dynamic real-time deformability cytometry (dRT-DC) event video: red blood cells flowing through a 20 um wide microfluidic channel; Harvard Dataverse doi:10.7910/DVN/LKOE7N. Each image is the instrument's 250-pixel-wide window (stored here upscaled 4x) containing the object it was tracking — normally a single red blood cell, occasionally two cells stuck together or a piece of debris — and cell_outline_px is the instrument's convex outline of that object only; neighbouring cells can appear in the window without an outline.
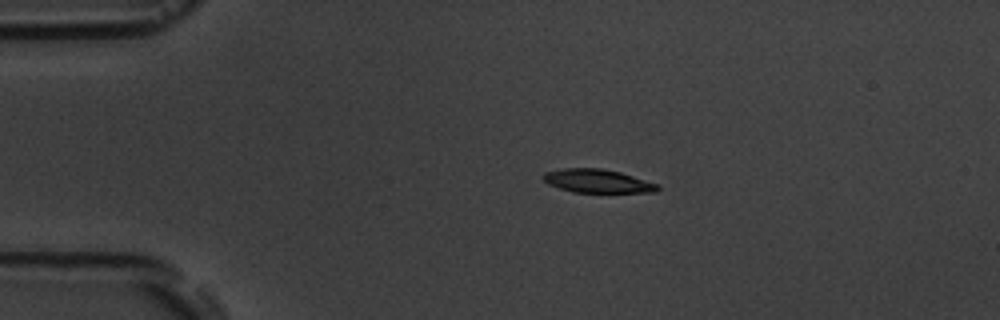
{"species": "common noctule bat (a hibernating species)", "species_latin": "Nyctalus noctula", "temperature_condition": "room temperature", "stored_images_in_passage": 5, "camera_frame_rate_fps": 3000, "um_per_image_px": 0.085, "animal": {"sex": "male", "body_mass_g": 19.5, "forearm_length_mm": 54.6}, "frame": {"image": 1, "passage_image": 3, "time_ms": 2.333, "image_size_px": [1000, 320], "cell_outline_px": [[660, 188], [656, 192], [572, 192], [548, 184], [540, 176], [544, 172], [564, 168], [600, 168], [620, 172], [660, 184]], "centroid_in_image_um": [50.78, 15.38], "position_along_channel_um": 34.2, "area_um2": 15.72}}
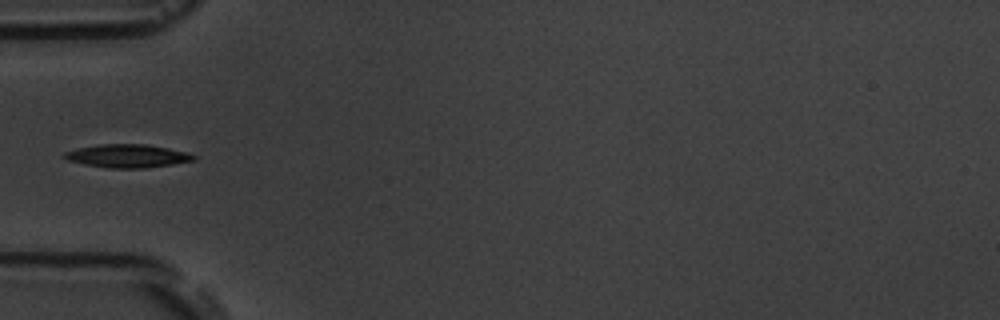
{"frame": {"image": 2, "passage_image": 5, "time_ms": 4.667, "image_size_px": [1000, 320], "cell_outline_px": [[196, 160], [148, 168], [108, 168], [84, 164], [68, 160], [60, 156], [64, 152], [80, 148], [100, 144], [148, 144], [168, 148], [184, 152], [196, 156]], "centroid_in_image_um": [10.82, 13.26], "position_along_channel_um": 74.2, "area_um2": 17.46}}